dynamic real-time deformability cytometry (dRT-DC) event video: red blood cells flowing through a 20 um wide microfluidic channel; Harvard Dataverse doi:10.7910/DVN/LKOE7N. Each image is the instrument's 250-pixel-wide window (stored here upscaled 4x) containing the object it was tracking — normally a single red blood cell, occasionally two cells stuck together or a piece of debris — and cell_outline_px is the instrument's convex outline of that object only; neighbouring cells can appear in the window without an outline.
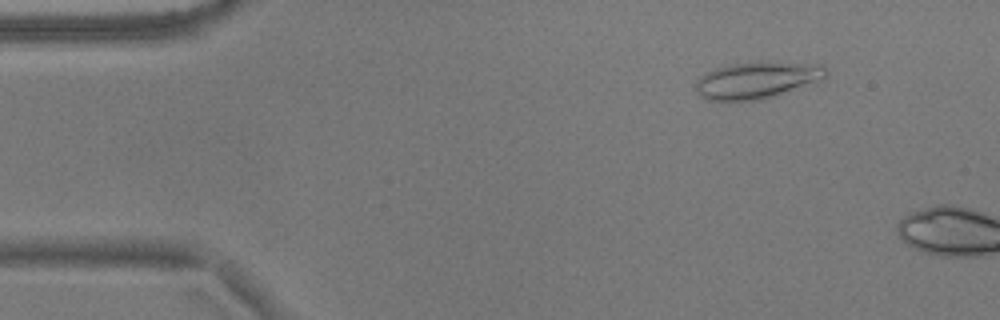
{"species": "common noctule bat (a hibernating species)", "species_latin": "Nyctalus noctula", "temperature_condition": "warm", "stored_images_in_passage": 9, "camera_frame_rate_fps": 3000, "um_per_image_px": 0.085, "animal": {"sex": "male", "body_mass_g": 17.9}, "frame": {"image": 1, "passage_image": 6, "time_ms": 1.667, "image_size_px": [1000, 320], "cell_outline_px": [[828, 72], [824, 76], [772, 96], [760, 100], [708, 100], [696, 92], [696, 84], [700, 76], [716, 68], [732, 64], [760, 60], [824, 64]], "centroid_in_image_um": [64.29, 6.76], "position_along_channel_um": 20.7, "area_um2": 27.4}}